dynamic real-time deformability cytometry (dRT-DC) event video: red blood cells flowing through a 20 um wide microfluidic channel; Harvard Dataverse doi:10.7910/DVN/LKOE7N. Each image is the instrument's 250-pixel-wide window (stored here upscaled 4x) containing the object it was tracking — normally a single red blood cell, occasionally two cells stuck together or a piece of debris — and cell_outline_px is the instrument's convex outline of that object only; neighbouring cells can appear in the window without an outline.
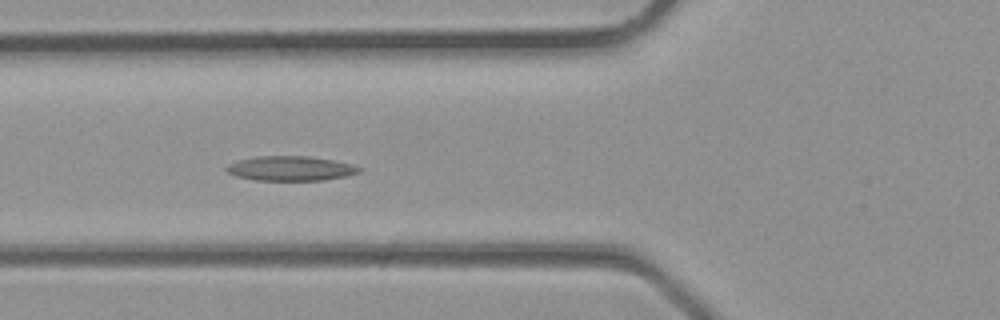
{"species": "common noctule bat (a hibernating species)", "species_latin": "Nyctalus noctula", "temperature_condition": "room temperature", "stored_images_in_passage": 36, "camera_frame_rate_fps": 3000, "um_per_image_px": 0.085, "animal": {"sex": "male", "body_mass_g": 23.1, "forearm_length_mm": 52.7}, "frame": {"image": 1, "passage_image": 13, "time_ms": 4.0, "image_size_px": [1000, 320], "cell_outline_px": [[364, 168], [360, 172], [344, 176], [324, 180], [256, 180], [236, 176], [228, 172], [224, 168], [228, 164], [240, 160], [256, 156], [308, 156], [332, 160], [352, 164]], "centroid_in_image_um": [24.71, 14.31], "position_along_channel_um": 101.1, "area_um2": 18.96}}
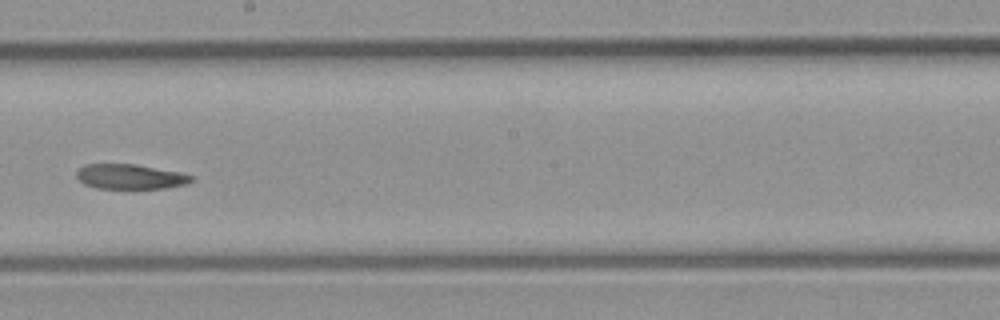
{"frame": {"image": 2, "passage_image": 20, "time_ms": 6.333, "image_size_px": [1000, 320], "cell_outline_px": [[196, 180], [184, 184], [164, 188], [96, 188], [84, 184], [76, 176], [76, 172], [84, 164], [136, 164], [180, 172], [196, 176]], "centroid_in_image_um": [11.1, 15.01], "position_along_channel_um": 237.1, "area_um2": 16.7}}
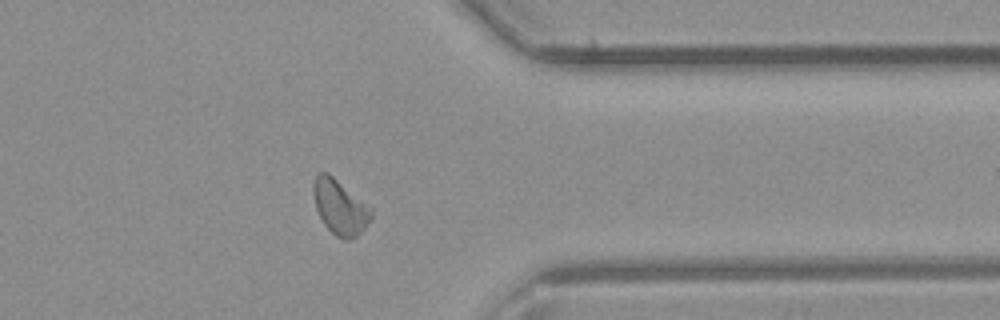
{"frame": {"image": 3, "passage_image": 28, "time_ms": 9.0, "image_size_px": [1000, 320], "cell_outline_px": [[372, 216], [364, 228], [352, 240], [344, 240], [336, 236], [324, 224], [316, 208], [312, 192], [312, 184], [316, 176], [320, 172], [328, 172], [372, 208]], "centroid_in_image_um": [28.88, 17.6], "position_along_channel_um": 382.5, "area_um2": 18.38}}